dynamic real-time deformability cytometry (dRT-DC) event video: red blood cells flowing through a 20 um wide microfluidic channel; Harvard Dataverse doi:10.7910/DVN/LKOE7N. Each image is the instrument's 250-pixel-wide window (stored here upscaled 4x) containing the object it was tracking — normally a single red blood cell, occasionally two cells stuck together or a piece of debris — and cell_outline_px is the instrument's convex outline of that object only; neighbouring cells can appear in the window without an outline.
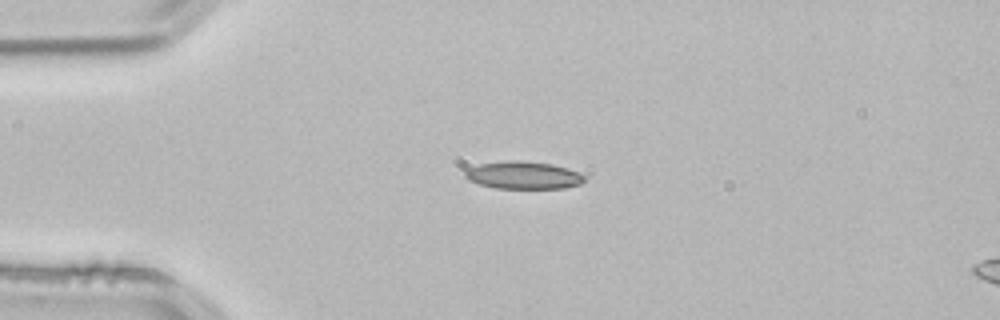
{"species": "common noctule bat (a hibernating species)", "species_latin": "Nyctalus noctula", "temperature_condition": "room temperature", "stored_images_in_passage": 41, "camera_frame_rate_fps": 3000, "um_per_image_px": 0.085, "animal": {"sex": "male", "body_mass_g": 21.5, "forearm_length_mm": 52.0}, "frame": {"image": 1, "passage_image": 1, "time_ms": 0.0, "image_size_px": [1000, 320], "cell_outline_px": [[584, 180], [580, 184], [564, 188], [496, 188], [480, 184], [468, 180], [464, 176], [464, 172], [468, 168], [480, 164], [508, 160], [516, 160], [552, 164], [568, 168], [584, 176]], "centroid_in_image_um": [44.45, 14.89], "position_along_channel_um": 40.5, "area_um2": 19.02}}
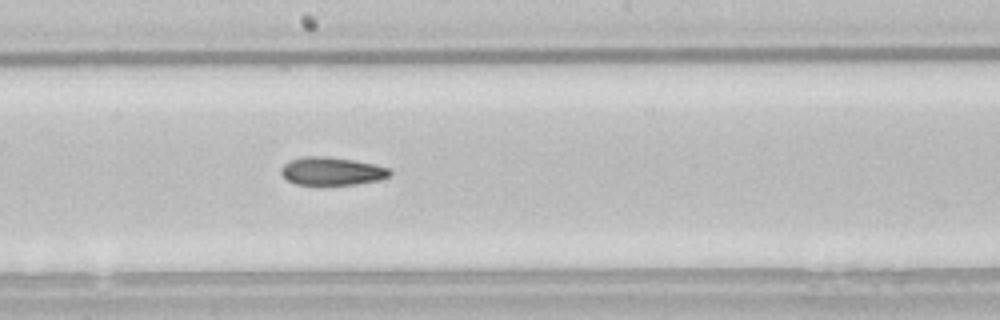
{"frame": {"image": 2, "passage_image": 17, "time_ms": 5.333, "image_size_px": [1000, 320], "cell_outline_px": [[392, 172], [388, 176], [380, 180], [356, 184], [296, 184], [288, 180], [280, 172], [280, 168], [288, 160], [304, 156], [328, 156], [376, 164], [388, 168]], "centroid_in_image_um": [28.19, 14.53], "position_along_channel_um": 220.0, "area_um2": 17.74}}
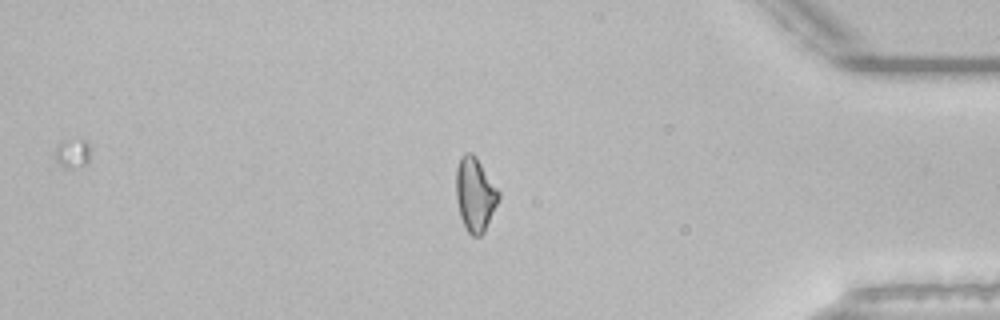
{"frame": {"image": 3, "passage_image": 33, "time_ms": 10.667, "image_size_px": [1000, 320], "cell_outline_px": [[500, 196], [484, 232], [480, 236], [472, 236], [468, 232], [460, 216], [456, 200], [456, 168], [460, 156], [464, 152], [472, 152], [476, 156], [500, 192]], "centroid_in_image_um": [40.36, 16.49], "position_along_channel_um": 394.8, "area_um2": 18.32}, "authors_computed_cell_mechanics": {"area_um2": 18.2648, "velocity_mm_per_s": 3.8588, "shape_relaxation_time_tau1_ms": 10.4816, "shape_relaxation_time_tau2_ms": null, "deformation_change_tau1": 0.2235, "deformation_change_tau2": null}}